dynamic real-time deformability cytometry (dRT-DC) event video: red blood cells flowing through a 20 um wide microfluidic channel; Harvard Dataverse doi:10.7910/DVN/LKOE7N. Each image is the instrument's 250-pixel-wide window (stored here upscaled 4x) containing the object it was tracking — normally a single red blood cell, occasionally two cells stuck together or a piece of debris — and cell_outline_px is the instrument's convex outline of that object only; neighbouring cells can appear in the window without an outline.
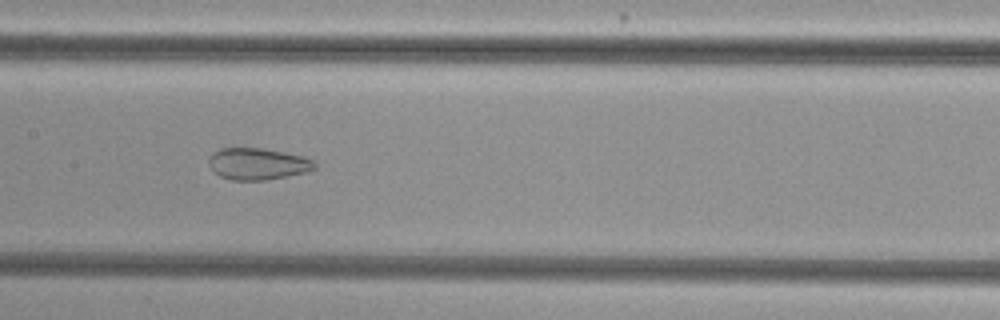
{"species": "common noctule bat (a hibernating species)", "species_latin": "Nyctalus noctula", "temperature_condition": "cold", "stored_images_in_passage": 47, "camera_frame_rate_fps": 3000, "um_per_image_px": 0.085, "animal": {"sex": "female", "body_mass_g": 29.2, "forearm_length_mm": 56.3}, "frame": {"image": 1, "passage_image": 20, "time_ms": 6.333, "image_size_px": [1000, 320], "cell_outline_px": [[316, 168], [308, 172], [288, 176], [264, 180], [232, 180], [220, 176], [212, 172], [208, 164], [208, 160], [212, 152], [220, 148], [260, 148], [284, 152], [304, 156], [312, 160], [316, 164]], "centroid_in_image_um": [21.88, 13.93], "position_along_channel_um": 185.5, "area_um2": 19.77}}
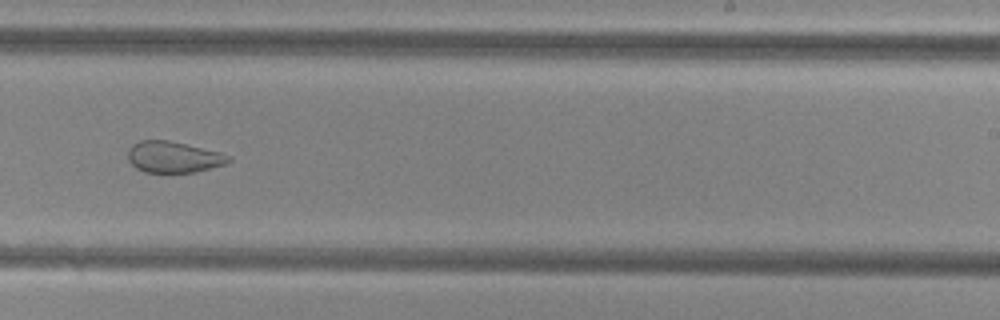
{"frame": {"image": 2, "passage_image": 27, "time_ms": 8.667, "image_size_px": [1000, 320], "cell_outline_px": [[232, 160], [224, 164], [196, 172], [144, 172], [136, 168], [128, 160], [128, 148], [132, 144], [140, 140], [168, 140], [220, 152], [232, 156]], "centroid_in_image_um": [14.73, 13.34], "position_along_channel_um": 274.3, "area_um2": 18.32}}
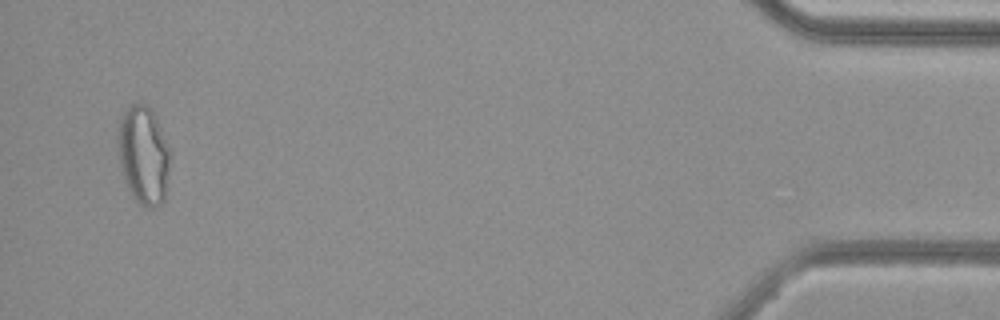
{"frame": {"image": 3, "passage_image": 45, "time_ms": 14.667, "image_size_px": [1000, 320], "cell_outline_px": [[172, 152], [164, 200], [156, 208], [148, 208], [140, 204], [132, 196], [124, 180], [120, 160], [120, 120], [124, 112], [132, 104], [144, 104], [156, 116]], "centroid_in_image_um": [12.26, 13.23], "position_along_channel_um": 422.9, "area_um2": 29.59}, "authors_computed_cell_mechanics": {"area_um2": 24.9696, "velocity_mm_per_s": 3.8152, "shape_relaxation_time_tau1_ms": null, "shape_relaxation_time_tau2_ms": 1.6074, "deformation_change_tau1": null, "deformation_change_tau2": 0.0832}}